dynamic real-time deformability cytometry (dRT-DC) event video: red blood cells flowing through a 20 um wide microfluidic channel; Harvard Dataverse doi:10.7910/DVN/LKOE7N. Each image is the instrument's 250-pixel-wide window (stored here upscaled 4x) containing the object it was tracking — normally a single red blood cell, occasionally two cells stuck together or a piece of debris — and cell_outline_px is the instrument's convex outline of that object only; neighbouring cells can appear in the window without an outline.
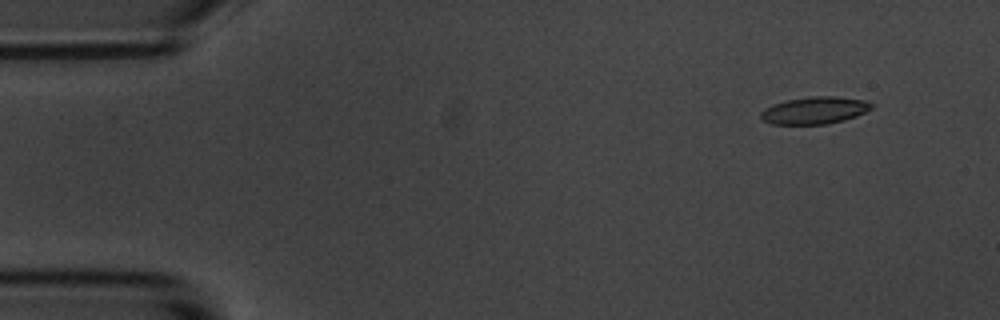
{"species": "common noctule bat (a hibernating species)", "species_latin": "Nyctalus noctula", "temperature_condition": "room temperature", "stored_images_in_passage": 10, "camera_frame_rate_fps": 3000, "um_per_image_px": 0.085, "animal": {"sex": "male", "body_mass_g": 20.1, "forearm_length_mm": 53.5}, "frame": {"image": 1, "passage_image": 1, "time_ms": 0.0, "image_size_px": [1000, 320], "cell_outline_px": [[872, 108], [856, 116], [844, 120], [828, 124], [772, 124], [764, 120], [760, 116], [760, 112], [764, 108], [772, 104], [788, 100], [812, 96], [836, 96], [868, 100], [872, 104]], "centroid_in_image_um": [69.25, 9.37], "position_along_channel_um": 15.7, "area_um2": 17.57}}
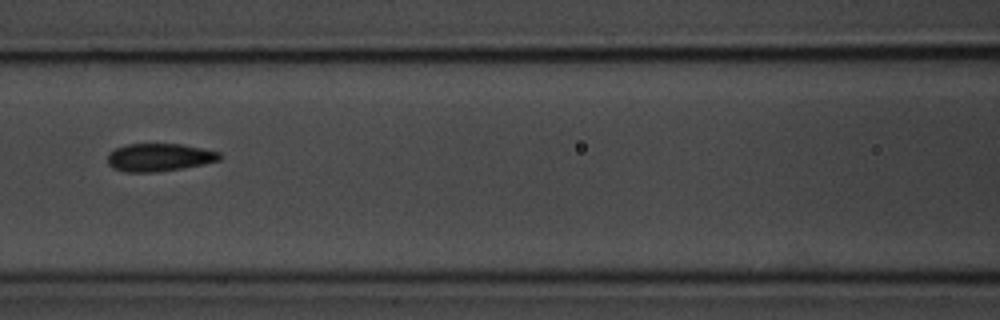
{"frame": {"image": 2, "passage_image": 7, "time_ms": 6.667, "image_size_px": [1000, 320], "cell_outline_px": [[220, 160], [180, 168], [156, 172], [124, 172], [112, 168], [108, 164], [108, 152], [124, 144], [180, 144], [220, 152]], "centroid_in_image_um": [13.46, 13.37], "position_along_channel_um": 153.1, "area_um2": 18.03}}
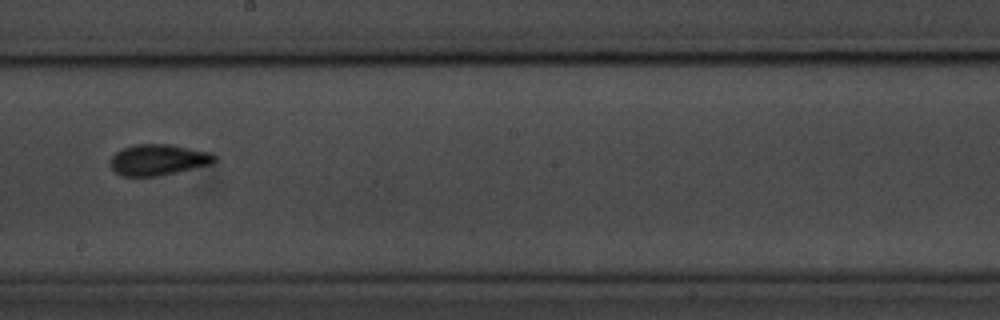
{"frame": {"image": 3, "passage_image": 9, "time_ms": 9.0, "image_size_px": [1000, 320], "cell_outline_px": [[216, 160], [212, 164], [176, 172], [156, 176], [124, 176], [116, 172], [108, 164], [112, 156], [120, 148], [136, 144], [172, 144], [212, 152], [216, 156]], "centroid_in_image_um": [13.45, 13.56], "position_along_channel_um": 234.7, "area_um2": 19.02}}